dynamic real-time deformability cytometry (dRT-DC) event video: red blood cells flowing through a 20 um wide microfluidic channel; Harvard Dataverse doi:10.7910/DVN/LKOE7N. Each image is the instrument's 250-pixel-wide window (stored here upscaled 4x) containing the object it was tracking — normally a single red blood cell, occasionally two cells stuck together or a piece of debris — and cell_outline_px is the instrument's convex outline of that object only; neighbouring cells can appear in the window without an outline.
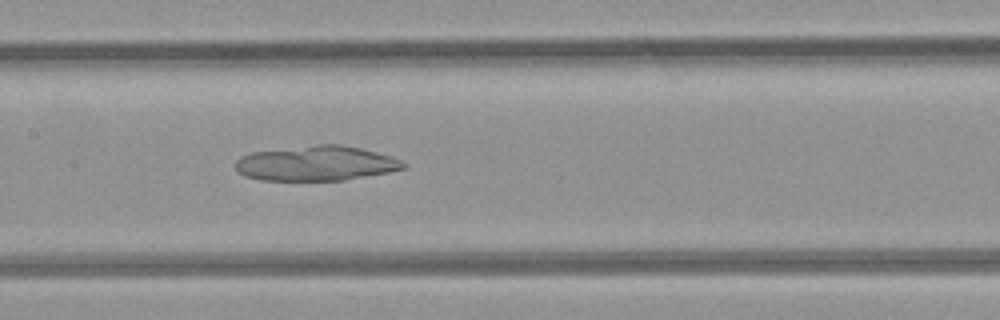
{"species": "common noctule bat (a hibernating species)", "species_latin": "Nyctalus noctula", "temperature_condition": "room temperature", "stored_images_in_passage": 43, "camera_frame_rate_fps": 3000, "um_per_image_px": 0.085, "animal": {"sex": "female", "body_mass_g": 21.9}, "frame": {"image": 1, "passage_image": 18, "time_ms": 5.667, "image_size_px": [1000, 320], "cell_outline_px": [[408, 168], [388, 172], [344, 180], [260, 180], [244, 176], [236, 172], [236, 160], [240, 156], [252, 152], [316, 144], [340, 144], [360, 148], [392, 156], [404, 160], [408, 164]], "centroid_in_image_um": [26.9, 13.88], "position_along_channel_um": 180.5, "area_um2": 34.45}}
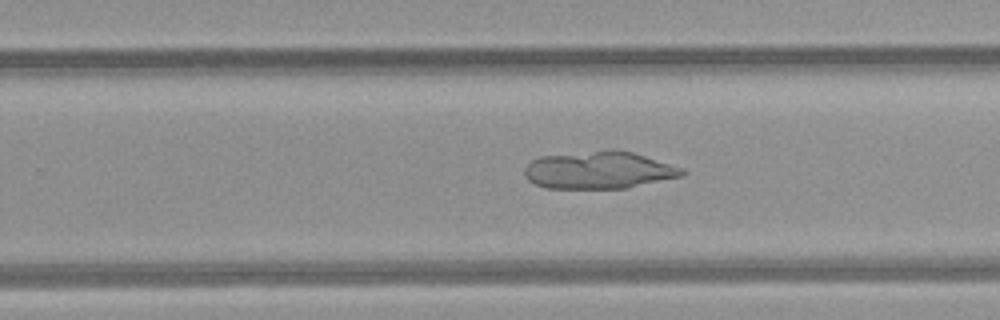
{"frame": {"image": 2, "passage_image": 25, "time_ms": 8.0, "image_size_px": [1000, 320], "cell_outline_px": [[684, 176], [628, 188], [544, 188], [528, 180], [524, 176], [524, 168], [532, 160], [540, 156], [596, 152], [632, 152], [684, 168]], "centroid_in_image_um": [50.91, 14.5], "position_along_channel_um": 278.9, "area_um2": 33.58}}
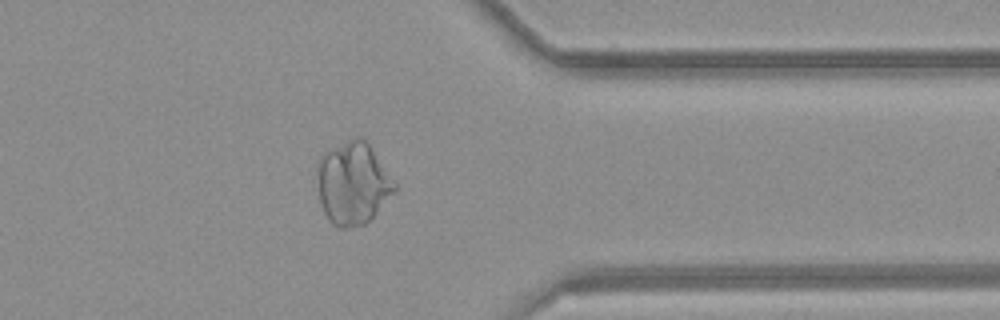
{"frame": {"image": 3, "passage_image": 33, "time_ms": 10.667, "image_size_px": [1000, 320], "cell_outline_px": [[396, 192], [364, 224], [344, 228], [340, 228], [332, 224], [328, 220], [324, 212], [320, 200], [316, 168], [320, 156], [328, 148], [352, 136], [360, 136], [368, 144], [396, 184]], "centroid_in_image_um": [29.96, 15.55], "position_along_channel_um": 381.4, "area_um2": 37.11}}